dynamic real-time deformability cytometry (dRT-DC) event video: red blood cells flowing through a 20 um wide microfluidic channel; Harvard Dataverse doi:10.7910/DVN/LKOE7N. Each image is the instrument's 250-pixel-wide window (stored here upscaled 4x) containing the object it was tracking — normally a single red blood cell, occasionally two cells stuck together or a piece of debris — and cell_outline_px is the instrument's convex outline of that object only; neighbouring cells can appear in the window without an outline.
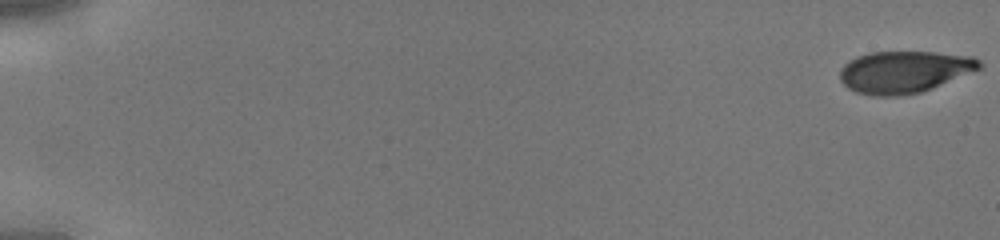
{"species": "human", "species_latin": "Homo sapiens", "temperature_condition": "cold", "stored_images_in_passage": 45, "camera_frame_rate_fps": 3000, "um_per_image_px": 0.085, "donor": {"sex": "male"}, "frame": {"image": 1, "passage_image": 1, "time_ms": 0.0, "image_size_px": [1000, 240], "cell_outline_px": [[984, 68], [932, 88], [920, 92], [900, 96], [872, 96], [856, 92], [848, 88], [840, 80], [840, 68], [848, 60], [856, 56], [872, 52], [936, 52], [972, 56], [980, 60], [984, 64]], "centroid_in_image_um": [76.88, 6.1], "position_along_channel_um": 8.1, "area_um2": 34.51}}
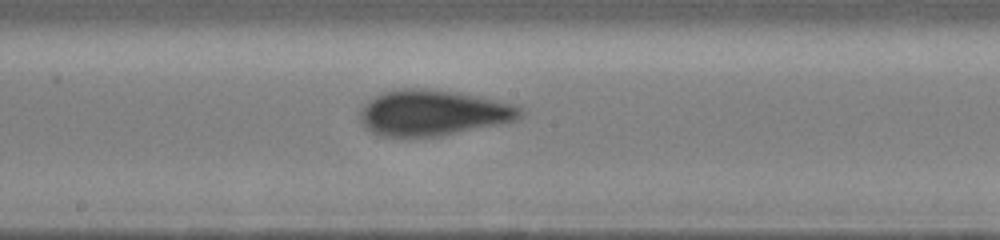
{"frame": {"image": 2, "passage_image": 26, "time_ms": 8.333, "image_size_px": [1000, 240], "cell_outline_px": [[524, 112], [516, 120], [440, 136], [380, 136], [364, 128], [360, 120], [360, 108], [368, 100], [384, 92], [396, 88], [424, 88], [472, 96], [512, 104], [520, 108]], "centroid_in_image_um": [36.7, 9.6], "position_along_channel_um": 211.5, "area_um2": 41.96}}
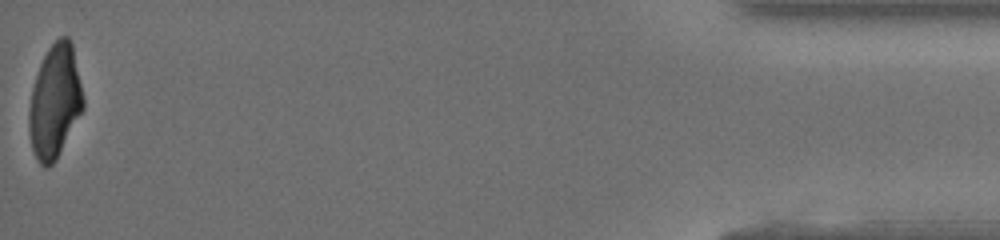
{"frame": {"image": 3, "passage_image": 45, "time_ms": 14.667, "image_size_px": [1000, 240], "cell_outline_px": [[84, 108], [56, 160], [48, 168], [44, 168], [40, 164], [32, 148], [28, 132], [28, 112], [32, 88], [40, 64], [48, 48], [60, 36], [68, 36], [72, 44], [84, 96]], "centroid_in_image_um": [4.66, 8.65], "position_along_channel_um": 430.5, "area_um2": 35.84}}